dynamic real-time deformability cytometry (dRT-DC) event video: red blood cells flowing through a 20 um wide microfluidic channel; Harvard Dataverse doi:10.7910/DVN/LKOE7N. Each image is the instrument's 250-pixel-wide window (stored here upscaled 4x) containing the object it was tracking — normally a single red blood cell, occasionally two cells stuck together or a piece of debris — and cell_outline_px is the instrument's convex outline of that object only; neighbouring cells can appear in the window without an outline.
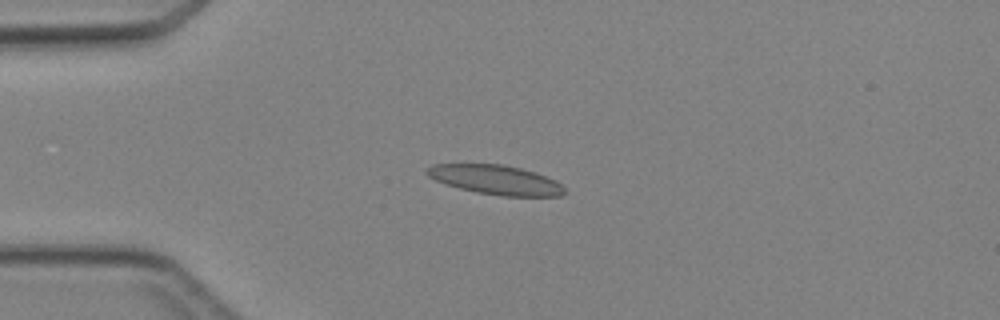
{"species": "Egyptian fruit bat (a non-hibernating species)", "species_latin": "Rousettus aegyptiacus", "temperature_condition": "cold", "stored_images_in_passage": 3, "camera_frame_rate_fps": 3000, "um_per_image_px": 0.085, "animal": {"sex": "female"}, "frame": {"image": 1, "passage_image": 3, "time_ms": 2.333, "image_size_px": [1000, 320], "cell_outline_px": [[568, 192], [560, 196], [504, 196], [476, 192], [460, 188], [436, 180], [428, 176], [424, 172], [424, 168], [432, 164], [504, 164], [536, 172], [556, 180]], "centroid_in_image_um": [42.14, 15.27], "position_along_channel_um": 42.9, "area_um2": 23.64}}